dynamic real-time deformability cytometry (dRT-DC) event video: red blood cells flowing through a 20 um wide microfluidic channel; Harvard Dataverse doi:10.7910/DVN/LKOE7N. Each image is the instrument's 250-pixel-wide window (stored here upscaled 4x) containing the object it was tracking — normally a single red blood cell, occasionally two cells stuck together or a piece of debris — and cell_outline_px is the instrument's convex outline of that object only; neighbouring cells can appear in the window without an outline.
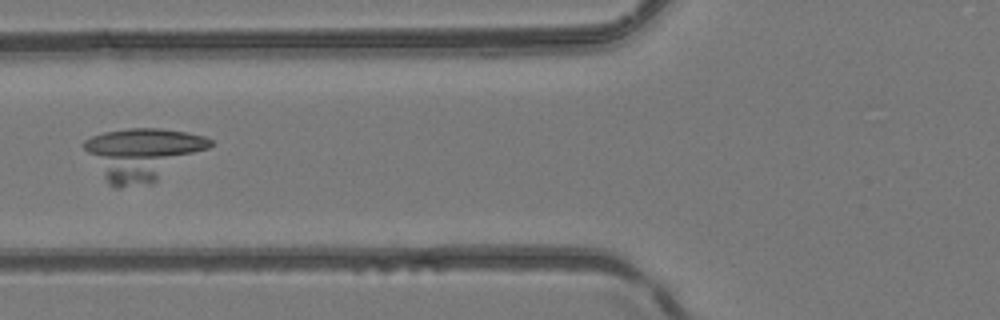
{"species": "common noctule bat (a hibernating species)", "species_latin": "Nyctalus noctula", "temperature_condition": "room temperature", "stored_images_in_passage": 6, "camera_frame_rate_fps": 3000, "um_per_image_px": 0.085, "animal": {"sex": "female", "body_mass_g": 24.6, "forearm_length_mm": 56.2}, "frame": {"image": 1, "passage_image": 6, "time_ms": 6.667, "image_size_px": [1000, 320], "cell_outline_px": [[212, 144], [208, 148], [152, 184], [120, 188], [116, 188], [108, 184], [84, 148], [84, 140], [92, 136], [104, 132], [128, 128], [160, 128], [188, 132], [204, 136], [212, 140]], "centroid_in_image_um": [12.09, 13.08], "position_along_channel_um": 113.7, "area_um2": 37.86}}